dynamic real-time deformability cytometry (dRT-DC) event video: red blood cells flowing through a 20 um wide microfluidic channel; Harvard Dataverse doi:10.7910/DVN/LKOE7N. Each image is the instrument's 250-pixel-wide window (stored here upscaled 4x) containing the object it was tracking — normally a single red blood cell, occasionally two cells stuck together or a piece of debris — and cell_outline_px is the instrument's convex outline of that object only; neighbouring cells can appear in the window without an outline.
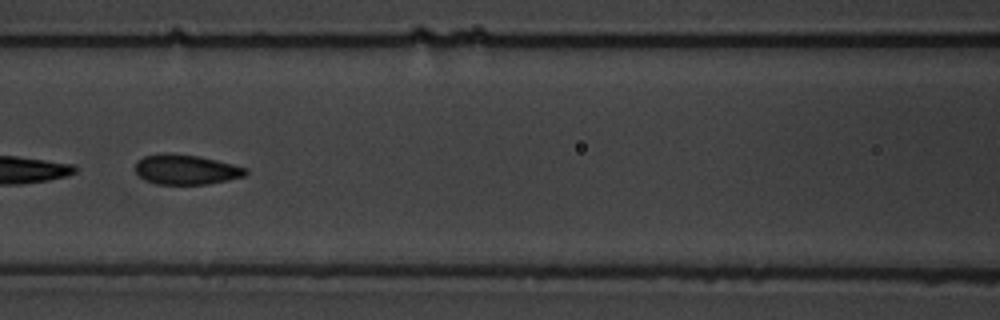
{"species": "common noctule bat (a hibernating species)", "species_latin": "Nyctalus noctula", "temperature_condition": "warm", "stored_images_in_passage": 16, "camera_frame_rate_fps": 3000, "um_per_image_px": 0.085, "animal": {"sex": "male", "body_mass_g": 19.5, "forearm_length_mm": 54.6}, "frame": {"image": 1, "passage_image": 7, "time_ms": 8.0, "image_size_px": [1000, 320], "cell_outline_px": [[248, 172], [244, 176], [228, 180], [208, 184], [156, 184], [144, 180], [136, 172], [136, 164], [144, 156], [168, 152], [200, 156], [248, 168]], "centroid_in_image_um": [15.83, 14.41], "position_along_channel_um": 150.8, "area_um2": 19.25}}
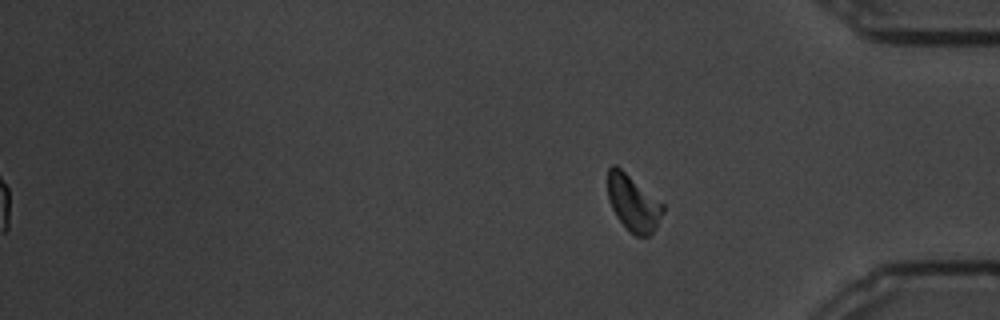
{"frame": {"image": 2, "passage_image": 16, "time_ms": 19.667, "image_size_px": [1000, 320], "cell_outline_px": [[664, 212], [656, 228], [648, 236], [636, 236], [628, 232], [616, 216], [612, 208], [608, 196], [608, 168], [612, 164], [616, 164], [664, 204]], "centroid_in_image_um": [53.82, 17.27], "position_along_channel_um": 381.4, "area_um2": 18.15}}